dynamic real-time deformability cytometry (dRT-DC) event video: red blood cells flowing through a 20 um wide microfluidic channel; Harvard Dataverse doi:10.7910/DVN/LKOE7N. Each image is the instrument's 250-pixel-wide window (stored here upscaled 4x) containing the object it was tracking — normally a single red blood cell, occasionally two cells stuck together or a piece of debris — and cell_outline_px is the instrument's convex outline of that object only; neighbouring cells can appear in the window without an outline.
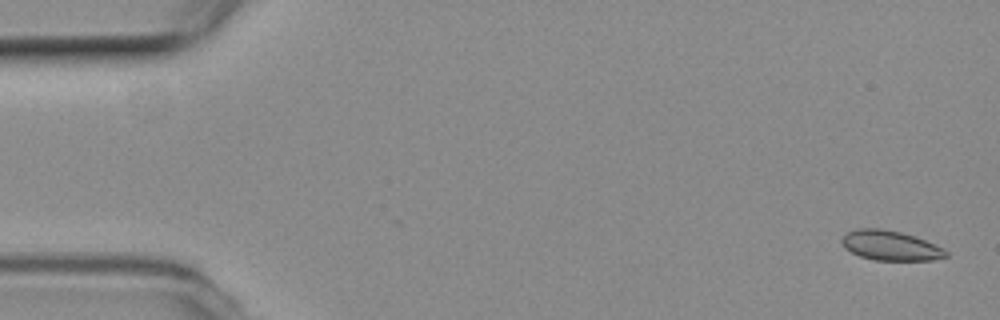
{"species": "common noctule bat (a hibernating species)", "species_latin": "Nyctalus noctula", "temperature_condition": "room temperature", "stored_images_in_passage": 53, "camera_frame_rate_fps": 3000, "um_per_image_px": 0.085, "animal": {"sex": "female", "body_mass_g": 19.3, "forearm_length_mm": 54.1}, "frame": {"image": 1, "passage_image": 1, "time_ms": 0.0, "image_size_px": [1000, 320], "cell_outline_px": [[948, 256], [932, 260], [876, 260], [860, 256], [844, 248], [840, 240], [848, 232], [856, 228], [880, 228], [900, 232], [916, 236], [944, 248], [948, 252]], "centroid_in_image_um": [75.69, 20.86], "position_along_channel_um": 9.3, "area_um2": 18.09}}
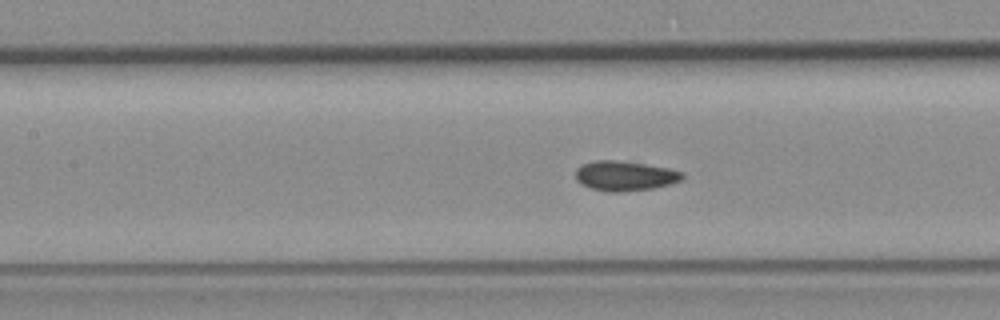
{"frame": {"image": 2, "passage_image": 23, "time_ms": 7.333, "image_size_px": [1000, 320], "cell_outline_px": [[684, 180], [672, 184], [652, 188], [620, 192], [608, 192], [592, 188], [580, 184], [576, 180], [576, 168], [584, 164], [596, 160], [612, 160], [644, 164], [668, 168], [684, 172]], "centroid_in_image_um": [53.14, 14.96], "position_along_channel_um": 154.3, "area_um2": 18.55}}
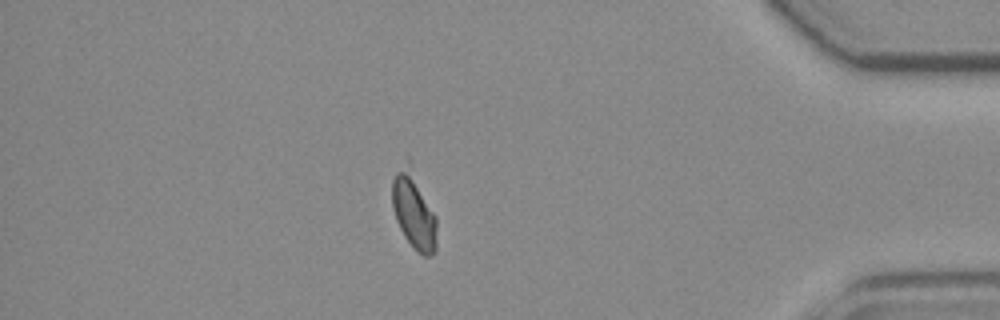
{"frame": {"image": 3, "passage_image": 46, "time_ms": 15.0, "image_size_px": [1000, 320], "cell_outline_px": [[436, 248], [428, 256], [424, 256], [416, 252], [404, 236], [396, 220], [392, 208], [392, 180], [396, 172], [404, 172], [412, 180], [436, 216]], "centroid_in_image_um": [35.16, 18.26], "position_along_channel_um": 400.0, "area_um2": 17.63}, "authors_computed_cell_mechanics": {"area_um2": 18.0914, "velocity_mm_per_s": 3.7728, "shape_relaxation_time_tau1_ms": 9.2829, "shape_relaxation_time_tau2_ms": 3.4535, "deformation_change_tau1": 0.1359, "deformation_change_tau2": 0.0502}}